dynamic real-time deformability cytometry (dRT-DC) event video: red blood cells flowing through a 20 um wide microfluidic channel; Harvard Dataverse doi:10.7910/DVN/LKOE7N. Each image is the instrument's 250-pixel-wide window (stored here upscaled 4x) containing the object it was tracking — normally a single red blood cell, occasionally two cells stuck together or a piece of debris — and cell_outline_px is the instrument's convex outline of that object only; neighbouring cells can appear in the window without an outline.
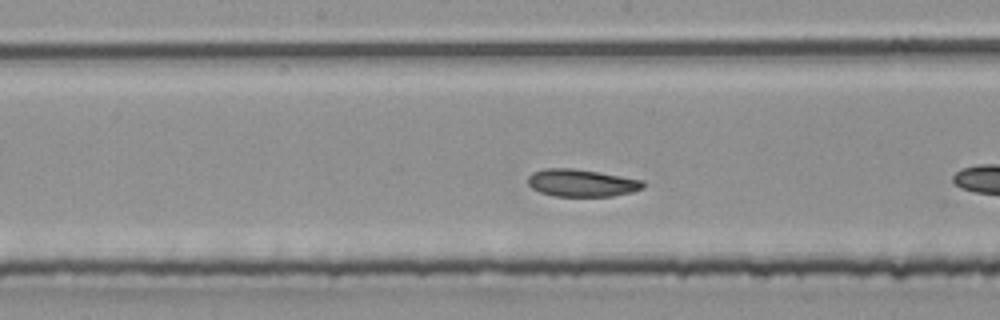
{"species": "common noctule bat (a hibernating species)", "species_latin": "Nyctalus noctula", "temperature_condition": "room temperature", "stored_images_in_passage": 16, "camera_frame_rate_fps": 3000, "um_per_image_px": 0.085, "animal": {"sex": "male", "body_mass_g": 20.4}, "frame": {"image": 1, "passage_image": 12, "time_ms": 3.667, "image_size_px": [1000, 320], "cell_outline_px": [[644, 188], [632, 192], [612, 196], [552, 196], [540, 192], [532, 188], [528, 184], [528, 176], [532, 172], [544, 168], [572, 168], [600, 172], [644, 180]], "centroid_in_image_um": [49.43, 15.54], "position_along_channel_um": 198.8, "area_um2": 18.55}}